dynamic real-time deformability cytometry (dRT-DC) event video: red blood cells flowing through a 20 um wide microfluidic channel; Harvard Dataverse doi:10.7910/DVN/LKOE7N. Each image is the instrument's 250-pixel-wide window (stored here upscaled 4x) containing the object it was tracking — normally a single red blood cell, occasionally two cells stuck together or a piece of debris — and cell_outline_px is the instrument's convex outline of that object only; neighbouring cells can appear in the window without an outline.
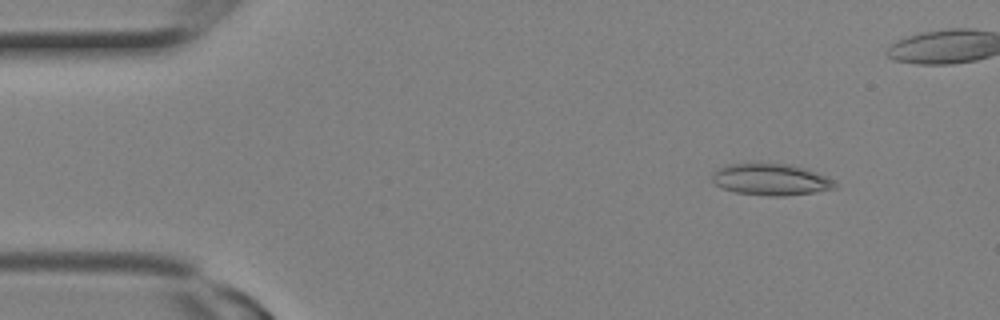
{"species": "Egyptian fruit bat (a non-hibernating species)", "species_latin": "Rousettus aegyptiacus", "temperature_condition": "room temperature", "stored_images_in_passage": 24, "camera_frame_rate_fps": 3000, "um_per_image_px": 0.085, "animal": {"sex": "female"}, "frame": {"image": 1, "passage_image": 1, "time_ms": 0.0, "image_size_px": [1000, 320], "cell_outline_px": [[836, 188], [816, 192], [784, 196], [768, 196], [736, 192], [724, 188], [716, 184], [712, 180], [712, 172], [716, 168], [724, 164], [756, 160], [788, 164], [804, 168], [828, 176], [836, 184]], "centroid_in_image_um": [65.47, 15.2], "position_along_channel_um": 19.5, "area_um2": 23.47}}
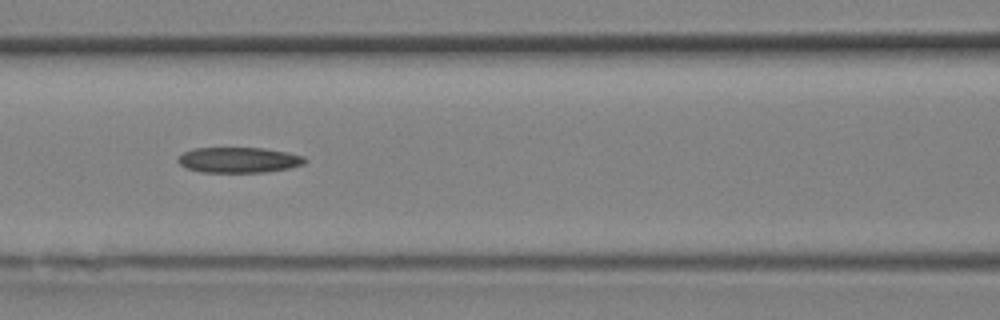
{"frame": {"image": 2, "passage_image": 9, "time_ms": 2.667, "image_size_px": [1000, 320], "cell_outline_px": [[308, 160], [304, 164], [288, 168], [264, 172], [200, 172], [188, 168], [180, 164], [176, 160], [184, 152], [192, 148], [264, 148], [288, 152], [304, 156]], "centroid_in_image_um": [20.31, 13.59], "position_along_channel_um": 146.3, "area_um2": 18.84}}
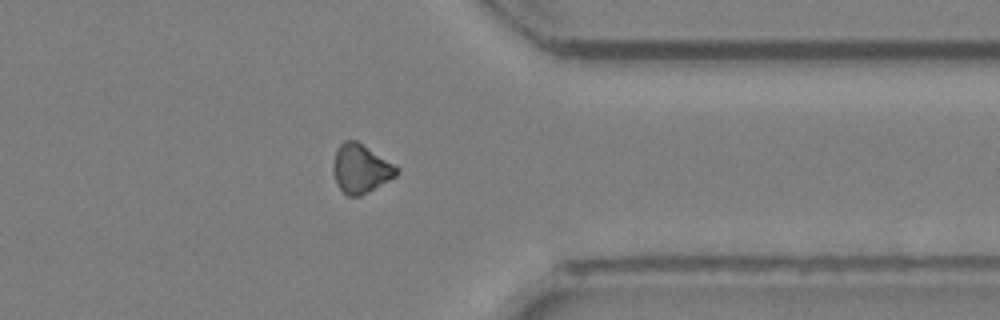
{"frame": {"image": 3, "passage_image": 18, "time_ms": 5.667, "image_size_px": [1000, 320], "cell_outline_px": [[400, 168], [396, 176], [360, 196], [348, 196], [336, 184], [332, 172], [332, 164], [336, 148], [344, 140], [356, 140]], "centroid_in_image_um": [30.62, 14.32], "position_along_channel_um": 380.8, "area_um2": 18.03}}